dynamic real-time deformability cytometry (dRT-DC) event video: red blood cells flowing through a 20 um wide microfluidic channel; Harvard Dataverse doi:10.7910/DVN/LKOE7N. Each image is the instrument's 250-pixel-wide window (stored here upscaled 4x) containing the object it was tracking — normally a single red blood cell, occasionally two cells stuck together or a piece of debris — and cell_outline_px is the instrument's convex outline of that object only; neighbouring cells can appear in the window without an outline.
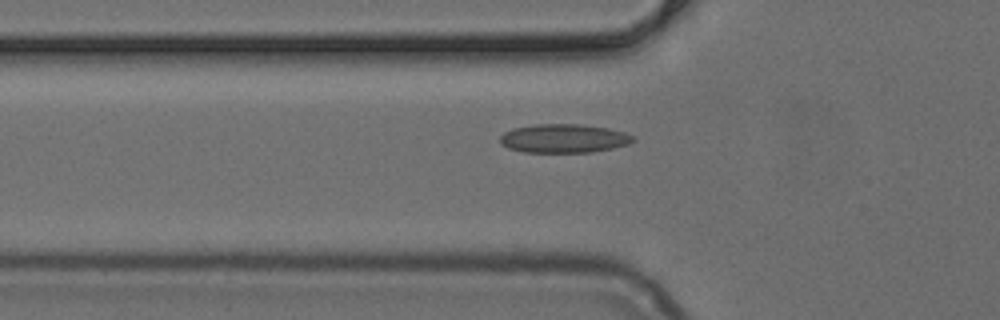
{"species": "common noctule bat (a hibernating species)", "species_latin": "Nyctalus noctula", "temperature_condition": "cold", "stored_images_in_passage": 35, "camera_frame_rate_fps": 3000, "um_per_image_px": 0.085, "animal": {"sex": "female", "body_mass_g": 24.6, "forearm_length_mm": 56.2}, "frame": {"image": 1, "passage_image": 2, "time_ms": 0.333, "image_size_px": [1000, 320], "cell_outline_px": [[636, 140], [628, 144], [612, 148], [592, 152], [524, 152], [508, 148], [500, 144], [500, 136], [504, 132], [512, 128], [536, 124], [580, 124], [608, 128], [624, 132], [632, 136]], "centroid_in_image_um": [47.9, 11.76], "position_along_channel_um": 77.9, "area_um2": 22.31}}
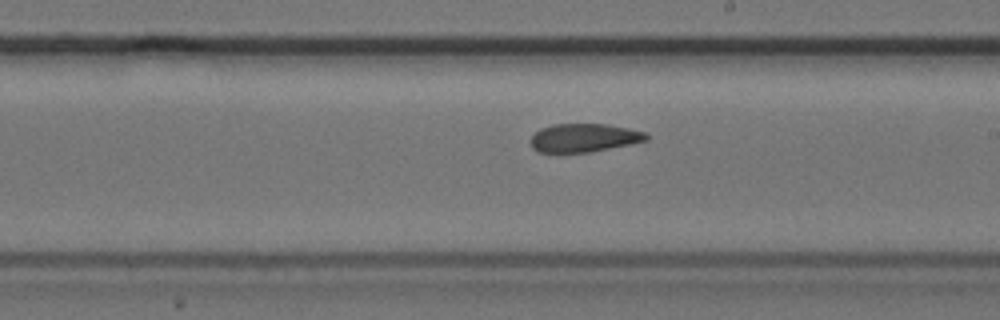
{"frame": {"image": 2, "passage_image": 14, "time_ms": 4.333, "image_size_px": [1000, 320], "cell_outline_px": [[648, 140], [588, 152], [536, 152], [532, 148], [532, 136], [540, 128], [552, 124], [608, 124], [628, 128], [644, 132], [648, 136]], "centroid_in_image_um": [49.61, 11.7], "position_along_channel_um": 239.4, "area_um2": 18.9}}
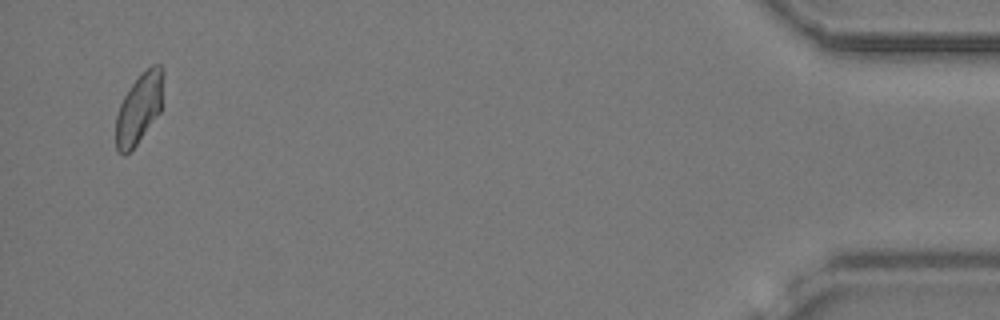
{"frame": {"image": 3, "passage_image": 34, "time_ms": 11.0, "image_size_px": [1000, 320], "cell_outline_px": [[164, 72], [160, 112], [136, 144], [124, 156], [116, 148], [116, 116], [120, 104], [128, 88], [152, 64], [160, 64]], "centroid_in_image_um": [11.83, 9.2], "position_along_channel_um": 423.4, "area_um2": 19.07}}